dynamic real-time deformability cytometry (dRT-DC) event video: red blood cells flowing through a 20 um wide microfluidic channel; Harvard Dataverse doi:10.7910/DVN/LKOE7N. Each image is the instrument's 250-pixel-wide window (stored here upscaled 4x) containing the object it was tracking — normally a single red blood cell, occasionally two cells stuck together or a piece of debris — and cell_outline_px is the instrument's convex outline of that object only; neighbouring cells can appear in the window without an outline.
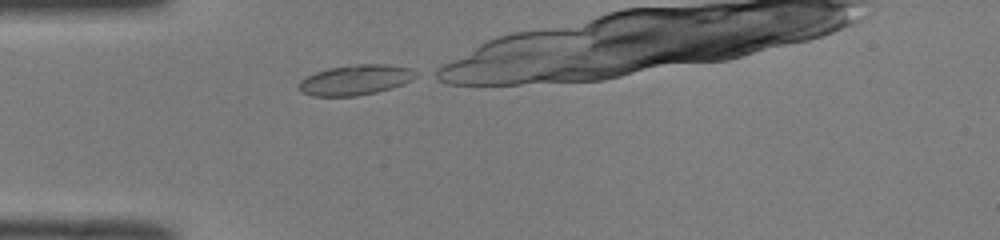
{"species": "common noctule bat (a hibernating species)", "species_latin": "Nyctalus noctula", "temperature_condition": "room temperature", "stored_images_in_passage": 21, "camera_frame_rate_fps": 3000, "um_per_image_px": 0.085, "animal": {"sex": "male", "body_mass_g": 19.0, "forearm_length_mm": 50.8}, "frame": {"image": 1, "passage_image": 1, "time_ms": 0.0, "image_size_px": [1000, 240], "cell_outline_px": [[420, 76], [404, 84], [392, 88], [376, 92], [356, 96], [312, 96], [300, 92], [296, 88], [296, 84], [300, 80], [316, 72], [328, 68], [356, 64], [384, 64], [412, 68], [420, 72]], "centroid_in_image_um": [30.24, 6.79], "position_along_channel_um": 54.8, "area_um2": 21.04}}
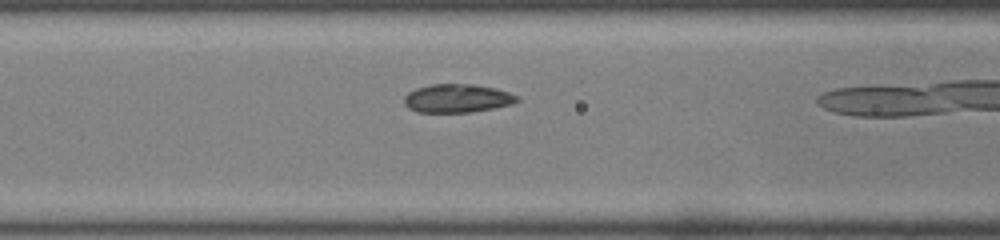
{"frame": {"image": 2, "passage_image": 7, "time_ms": 2.0, "image_size_px": [1000, 240], "cell_outline_px": [[520, 100], [512, 104], [472, 112], [416, 112], [408, 108], [404, 104], [404, 96], [408, 92], [416, 88], [432, 84], [472, 84], [496, 88], [520, 96]], "centroid_in_image_um": [38.86, 8.35], "position_along_channel_um": 127.7, "area_um2": 18.84}}
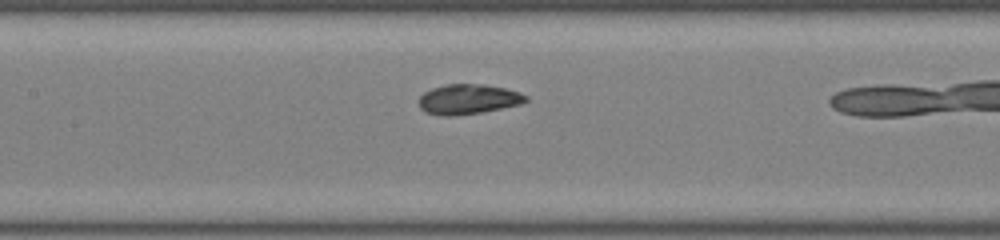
{"frame": {"image": 3, "passage_image": 10, "time_ms": 3.0, "image_size_px": [1000, 240], "cell_outline_px": [[528, 100], [520, 104], [480, 112], [448, 116], [444, 116], [424, 112], [420, 108], [420, 96], [424, 92], [432, 88], [448, 84], [484, 84], [504, 88], [520, 92], [528, 96]], "centroid_in_image_um": [39.79, 8.42], "position_along_channel_um": 167.6, "area_um2": 18.5}}